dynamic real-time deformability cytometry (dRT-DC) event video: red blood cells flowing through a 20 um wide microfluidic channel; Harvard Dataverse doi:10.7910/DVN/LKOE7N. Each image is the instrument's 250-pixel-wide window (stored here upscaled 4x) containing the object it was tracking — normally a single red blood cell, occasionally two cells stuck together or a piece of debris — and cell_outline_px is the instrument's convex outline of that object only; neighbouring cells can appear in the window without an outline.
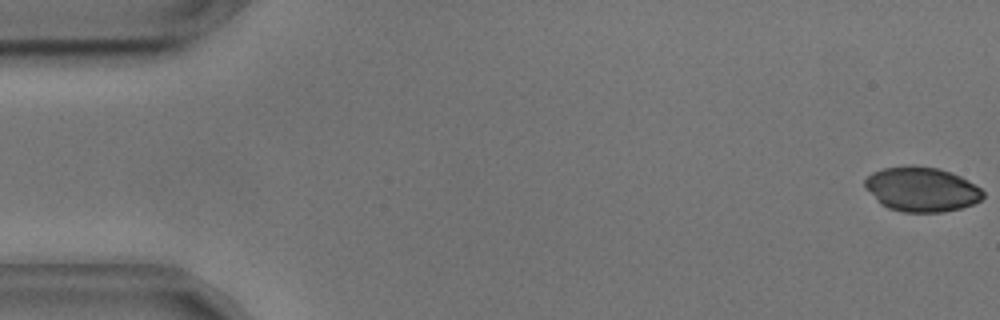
{"species": "common noctule bat (a hibernating species)", "species_latin": "Nyctalus noctula", "temperature_condition": "cold", "stored_images_in_passage": 15, "camera_frame_rate_fps": 3000, "um_per_image_px": 0.085, "animal": {"sex": "male", "body_mass_g": 17.9, "forearm_length_mm": 54.2}, "frame": {"image": 1, "passage_image": 1, "time_ms": 0.0, "image_size_px": [1000, 320], "cell_outline_px": [[984, 196], [980, 200], [972, 204], [960, 208], [944, 212], [904, 212], [888, 208], [880, 204], [864, 188], [864, 180], [872, 172], [884, 168], [904, 164], [912, 164], [936, 168], [952, 172], [968, 180], [980, 188], [984, 192]], "centroid_in_image_um": [78.3, 16.07], "position_along_channel_um": 6.7, "area_um2": 31.04}}